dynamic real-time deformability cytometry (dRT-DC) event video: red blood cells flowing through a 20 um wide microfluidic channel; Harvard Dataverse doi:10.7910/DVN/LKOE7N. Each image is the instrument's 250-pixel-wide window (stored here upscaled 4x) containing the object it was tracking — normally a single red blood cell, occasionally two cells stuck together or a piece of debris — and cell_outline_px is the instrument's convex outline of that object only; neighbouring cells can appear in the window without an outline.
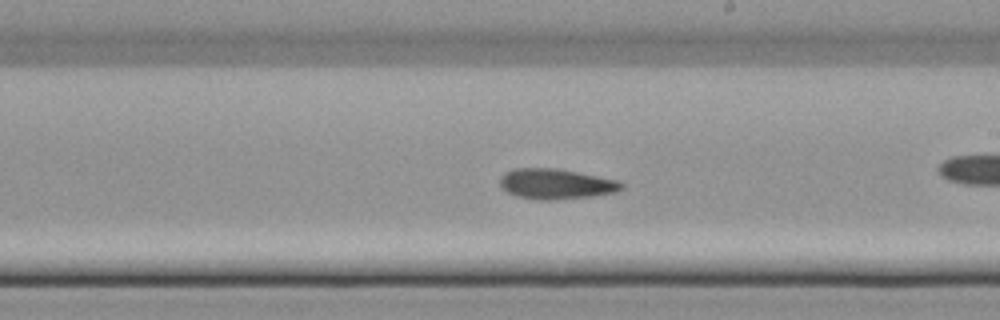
{"species": "common noctule bat (a hibernating species)", "species_latin": "Nyctalus noctula", "temperature_condition": "cold", "stored_images_in_passage": 37, "camera_frame_rate_fps": 3000, "um_per_image_px": 0.085, "animal": {"sex": "female", "body_mass_g": 22.7, "forearm_length_mm": 54.2}, "frame": {"image": 1, "passage_image": 22, "time_ms": 7.0, "image_size_px": [1000, 320], "cell_outline_px": [[624, 188], [616, 192], [596, 196], [548, 200], [540, 200], [516, 196], [500, 188], [500, 176], [504, 172], [512, 168], [556, 168], [620, 180], [624, 184]], "centroid_in_image_um": [47.26, 15.63], "position_along_channel_um": 241.7, "area_um2": 21.79}}